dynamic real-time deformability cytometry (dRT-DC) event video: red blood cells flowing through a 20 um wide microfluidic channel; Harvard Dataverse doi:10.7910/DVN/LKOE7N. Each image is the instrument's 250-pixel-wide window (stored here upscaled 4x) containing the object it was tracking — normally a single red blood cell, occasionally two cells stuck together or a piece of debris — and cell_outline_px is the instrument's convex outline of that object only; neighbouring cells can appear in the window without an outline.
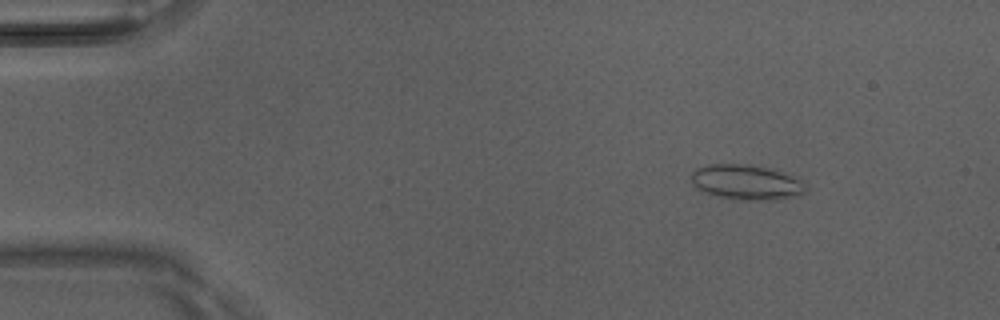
{"species": "Egyptian fruit bat (a non-hibernating species)", "species_latin": "Rousettus aegyptiacus", "temperature_condition": "room temperature", "stored_images_in_passage": 4, "camera_frame_rate_fps": 3000, "um_per_image_px": 0.085, "animal": {"sex": "male"}, "frame": {"image": 1, "passage_image": 2, "time_ms": 0.333, "image_size_px": [1000, 320], "cell_outline_px": [[808, 188], [800, 196], [764, 200], [740, 200], [720, 196], [704, 192], [696, 188], [692, 184], [692, 172], [696, 168], [708, 164], [744, 164], [764, 168], [780, 172], [800, 180]], "centroid_in_image_um": [63.41, 15.5], "position_along_channel_um": 21.6, "area_um2": 23.0}}